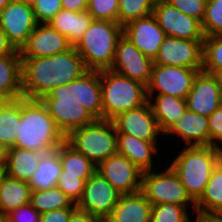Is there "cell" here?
I'll list each match as a JSON object with an SVG mask.
<instances>
[{"instance_id":"d4e9b609","label":"cell","mask_w":222,"mask_h":222,"mask_svg":"<svg viewBox=\"0 0 222 222\" xmlns=\"http://www.w3.org/2000/svg\"><path fill=\"white\" fill-rule=\"evenodd\" d=\"M21 57L19 50L0 57V98L17 100L22 98Z\"/></svg>"},{"instance_id":"8fae6325","label":"cell","mask_w":222,"mask_h":222,"mask_svg":"<svg viewBox=\"0 0 222 222\" xmlns=\"http://www.w3.org/2000/svg\"><path fill=\"white\" fill-rule=\"evenodd\" d=\"M152 15L168 37L193 41L205 39L199 20L184 14L165 0L155 1Z\"/></svg>"},{"instance_id":"7c38bea8","label":"cell","mask_w":222,"mask_h":222,"mask_svg":"<svg viewBox=\"0 0 222 222\" xmlns=\"http://www.w3.org/2000/svg\"><path fill=\"white\" fill-rule=\"evenodd\" d=\"M152 66L153 60L142 54L122 35L117 43L110 70L147 86L150 82Z\"/></svg>"},{"instance_id":"f1b7e54d","label":"cell","mask_w":222,"mask_h":222,"mask_svg":"<svg viewBox=\"0 0 222 222\" xmlns=\"http://www.w3.org/2000/svg\"><path fill=\"white\" fill-rule=\"evenodd\" d=\"M43 154L23 148H8L7 164L3 173L10 178L28 182Z\"/></svg>"},{"instance_id":"603a6c76","label":"cell","mask_w":222,"mask_h":222,"mask_svg":"<svg viewBox=\"0 0 222 222\" xmlns=\"http://www.w3.org/2000/svg\"><path fill=\"white\" fill-rule=\"evenodd\" d=\"M118 135V154L126 156L143 172L153 170V156L158 153V145L127 134Z\"/></svg>"},{"instance_id":"db71d44e","label":"cell","mask_w":222,"mask_h":222,"mask_svg":"<svg viewBox=\"0 0 222 222\" xmlns=\"http://www.w3.org/2000/svg\"><path fill=\"white\" fill-rule=\"evenodd\" d=\"M220 80L222 81V71L218 74Z\"/></svg>"},{"instance_id":"8d00e7d4","label":"cell","mask_w":222,"mask_h":222,"mask_svg":"<svg viewBox=\"0 0 222 222\" xmlns=\"http://www.w3.org/2000/svg\"><path fill=\"white\" fill-rule=\"evenodd\" d=\"M205 37L222 35V0H207L201 22Z\"/></svg>"},{"instance_id":"f5cc1de1","label":"cell","mask_w":222,"mask_h":222,"mask_svg":"<svg viewBox=\"0 0 222 222\" xmlns=\"http://www.w3.org/2000/svg\"><path fill=\"white\" fill-rule=\"evenodd\" d=\"M0 222H5V218L0 215Z\"/></svg>"},{"instance_id":"d6a6232c","label":"cell","mask_w":222,"mask_h":222,"mask_svg":"<svg viewBox=\"0 0 222 222\" xmlns=\"http://www.w3.org/2000/svg\"><path fill=\"white\" fill-rule=\"evenodd\" d=\"M30 204L40 213L64 208H77L76 204L58 187L31 192Z\"/></svg>"},{"instance_id":"74e56055","label":"cell","mask_w":222,"mask_h":222,"mask_svg":"<svg viewBox=\"0 0 222 222\" xmlns=\"http://www.w3.org/2000/svg\"><path fill=\"white\" fill-rule=\"evenodd\" d=\"M119 0H88L87 12L93 20L118 22Z\"/></svg>"},{"instance_id":"7402d4cb","label":"cell","mask_w":222,"mask_h":222,"mask_svg":"<svg viewBox=\"0 0 222 222\" xmlns=\"http://www.w3.org/2000/svg\"><path fill=\"white\" fill-rule=\"evenodd\" d=\"M151 209L141 191L122 194L104 222H151Z\"/></svg>"},{"instance_id":"f546056e","label":"cell","mask_w":222,"mask_h":222,"mask_svg":"<svg viewBox=\"0 0 222 222\" xmlns=\"http://www.w3.org/2000/svg\"><path fill=\"white\" fill-rule=\"evenodd\" d=\"M195 213L222 216V159L213 168L204 193L195 204Z\"/></svg>"},{"instance_id":"3957f363","label":"cell","mask_w":222,"mask_h":222,"mask_svg":"<svg viewBox=\"0 0 222 222\" xmlns=\"http://www.w3.org/2000/svg\"><path fill=\"white\" fill-rule=\"evenodd\" d=\"M222 159V150L211 146H186L170 167L178 175L191 199L196 203L208 184L213 168Z\"/></svg>"},{"instance_id":"8992f818","label":"cell","mask_w":222,"mask_h":222,"mask_svg":"<svg viewBox=\"0 0 222 222\" xmlns=\"http://www.w3.org/2000/svg\"><path fill=\"white\" fill-rule=\"evenodd\" d=\"M66 141L85 155L96 167L109 156L118 153V135L114 123L96 119L92 123L73 130Z\"/></svg>"},{"instance_id":"4316f807","label":"cell","mask_w":222,"mask_h":222,"mask_svg":"<svg viewBox=\"0 0 222 222\" xmlns=\"http://www.w3.org/2000/svg\"><path fill=\"white\" fill-rule=\"evenodd\" d=\"M31 188L25 181L0 175V215L5 218L18 207L30 203Z\"/></svg>"},{"instance_id":"484cf974","label":"cell","mask_w":222,"mask_h":222,"mask_svg":"<svg viewBox=\"0 0 222 222\" xmlns=\"http://www.w3.org/2000/svg\"><path fill=\"white\" fill-rule=\"evenodd\" d=\"M148 101L163 136L187 110L186 99L172 95H156L148 97Z\"/></svg>"},{"instance_id":"5bb4252c","label":"cell","mask_w":222,"mask_h":222,"mask_svg":"<svg viewBox=\"0 0 222 222\" xmlns=\"http://www.w3.org/2000/svg\"><path fill=\"white\" fill-rule=\"evenodd\" d=\"M186 101L187 109L209 117L222 105V81L219 76L199 71Z\"/></svg>"},{"instance_id":"816d5d0a","label":"cell","mask_w":222,"mask_h":222,"mask_svg":"<svg viewBox=\"0 0 222 222\" xmlns=\"http://www.w3.org/2000/svg\"><path fill=\"white\" fill-rule=\"evenodd\" d=\"M10 1L11 0H0V11L4 9L10 3Z\"/></svg>"},{"instance_id":"ab89813d","label":"cell","mask_w":222,"mask_h":222,"mask_svg":"<svg viewBox=\"0 0 222 222\" xmlns=\"http://www.w3.org/2000/svg\"><path fill=\"white\" fill-rule=\"evenodd\" d=\"M61 9V0H37L33 6L37 23L49 22Z\"/></svg>"},{"instance_id":"9a60e30c","label":"cell","mask_w":222,"mask_h":222,"mask_svg":"<svg viewBox=\"0 0 222 222\" xmlns=\"http://www.w3.org/2000/svg\"><path fill=\"white\" fill-rule=\"evenodd\" d=\"M96 171L120 194H130L141 190L143 171L126 156L118 153L109 156L96 167Z\"/></svg>"},{"instance_id":"9c48e42d","label":"cell","mask_w":222,"mask_h":222,"mask_svg":"<svg viewBox=\"0 0 222 222\" xmlns=\"http://www.w3.org/2000/svg\"><path fill=\"white\" fill-rule=\"evenodd\" d=\"M202 69H191L177 66L153 64L151 78L147 87V97L157 95H172L186 99L194 79Z\"/></svg>"},{"instance_id":"6da1fadb","label":"cell","mask_w":222,"mask_h":222,"mask_svg":"<svg viewBox=\"0 0 222 222\" xmlns=\"http://www.w3.org/2000/svg\"><path fill=\"white\" fill-rule=\"evenodd\" d=\"M86 71L74 46L48 57L21 58L23 98L40 100L54 88L74 81Z\"/></svg>"},{"instance_id":"52a82bcc","label":"cell","mask_w":222,"mask_h":222,"mask_svg":"<svg viewBox=\"0 0 222 222\" xmlns=\"http://www.w3.org/2000/svg\"><path fill=\"white\" fill-rule=\"evenodd\" d=\"M40 101L65 137L73 130L96 120L84 106L75 100L74 81L54 88Z\"/></svg>"},{"instance_id":"7a4b0ae2","label":"cell","mask_w":222,"mask_h":222,"mask_svg":"<svg viewBox=\"0 0 222 222\" xmlns=\"http://www.w3.org/2000/svg\"><path fill=\"white\" fill-rule=\"evenodd\" d=\"M16 134L14 147L44 154L56 150L66 140L45 105L40 100L23 97Z\"/></svg>"},{"instance_id":"4fadbf2b","label":"cell","mask_w":222,"mask_h":222,"mask_svg":"<svg viewBox=\"0 0 222 222\" xmlns=\"http://www.w3.org/2000/svg\"><path fill=\"white\" fill-rule=\"evenodd\" d=\"M203 41L166 37L153 64L202 69Z\"/></svg>"},{"instance_id":"cb8c5ba5","label":"cell","mask_w":222,"mask_h":222,"mask_svg":"<svg viewBox=\"0 0 222 222\" xmlns=\"http://www.w3.org/2000/svg\"><path fill=\"white\" fill-rule=\"evenodd\" d=\"M92 16L86 11L73 12L61 9L47 24L67 37L68 42L75 46L82 38L92 22Z\"/></svg>"},{"instance_id":"e575fe53","label":"cell","mask_w":222,"mask_h":222,"mask_svg":"<svg viewBox=\"0 0 222 222\" xmlns=\"http://www.w3.org/2000/svg\"><path fill=\"white\" fill-rule=\"evenodd\" d=\"M118 23L124 27L138 18L153 13L155 0H119Z\"/></svg>"},{"instance_id":"836d02e7","label":"cell","mask_w":222,"mask_h":222,"mask_svg":"<svg viewBox=\"0 0 222 222\" xmlns=\"http://www.w3.org/2000/svg\"><path fill=\"white\" fill-rule=\"evenodd\" d=\"M202 70L215 75L222 71V35L205 37L203 41Z\"/></svg>"},{"instance_id":"7dc6e473","label":"cell","mask_w":222,"mask_h":222,"mask_svg":"<svg viewBox=\"0 0 222 222\" xmlns=\"http://www.w3.org/2000/svg\"><path fill=\"white\" fill-rule=\"evenodd\" d=\"M16 51L13 45L8 41L7 36L0 26V57L11 55Z\"/></svg>"},{"instance_id":"bcb514c9","label":"cell","mask_w":222,"mask_h":222,"mask_svg":"<svg viewBox=\"0 0 222 222\" xmlns=\"http://www.w3.org/2000/svg\"><path fill=\"white\" fill-rule=\"evenodd\" d=\"M69 222H104L102 219L94 217L78 208L71 214Z\"/></svg>"},{"instance_id":"c3c4849f","label":"cell","mask_w":222,"mask_h":222,"mask_svg":"<svg viewBox=\"0 0 222 222\" xmlns=\"http://www.w3.org/2000/svg\"><path fill=\"white\" fill-rule=\"evenodd\" d=\"M197 217L196 219L192 220L191 218L189 219V222H222V216H216V215H203L196 213Z\"/></svg>"},{"instance_id":"f35d334b","label":"cell","mask_w":222,"mask_h":222,"mask_svg":"<svg viewBox=\"0 0 222 222\" xmlns=\"http://www.w3.org/2000/svg\"><path fill=\"white\" fill-rule=\"evenodd\" d=\"M85 183L86 181L79 175L65 174L62 169L56 187L62 190L74 204H77L82 197Z\"/></svg>"},{"instance_id":"681fc988","label":"cell","mask_w":222,"mask_h":222,"mask_svg":"<svg viewBox=\"0 0 222 222\" xmlns=\"http://www.w3.org/2000/svg\"><path fill=\"white\" fill-rule=\"evenodd\" d=\"M7 148L0 144V171L4 172L7 164Z\"/></svg>"},{"instance_id":"ba28073f","label":"cell","mask_w":222,"mask_h":222,"mask_svg":"<svg viewBox=\"0 0 222 222\" xmlns=\"http://www.w3.org/2000/svg\"><path fill=\"white\" fill-rule=\"evenodd\" d=\"M152 204L170 203L180 206H191L195 212V202L191 199L178 175L168 165L164 171H145L142 174L141 190Z\"/></svg>"},{"instance_id":"1f68e13d","label":"cell","mask_w":222,"mask_h":222,"mask_svg":"<svg viewBox=\"0 0 222 222\" xmlns=\"http://www.w3.org/2000/svg\"><path fill=\"white\" fill-rule=\"evenodd\" d=\"M65 174L79 175L85 181L96 171V166L66 140L56 149Z\"/></svg>"},{"instance_id":"ac0fdd59","label":"cell","mask_w":222,"mask_h":222,"mask_svg":"<svg viewBox=\"0 0 222 222\" xmlns=\"http://www.w3.org/2000/svg\"><path fill=\"white\" fill-rule=\"evenodd\" d=\"M123 35L152 60L158 55L159 48L167 37L152 14L126 24L123 27Z\"/></svg>"},{"instance_id":"4dcf8cb0","label":"cell","mask_w":222,"mask_h":222,"mask_svg":"<svg viewBox=\"0 0 222 222\" xmlns=\"http://www.w3.org/2000/svg\"><path fill=\"white\" fill-rule=\"evenodd\" d=\"M21 115V98L0 103V144L7 149L15 146Z\"/></svg>"},{"instance_id":"44dd1931","label":"cell","mask_w":222,"mask_h":222,"mask_svg":"<svg viewBox=\"0 0 222 222\" xmlns=\"http://www.w3.org/2000/svg\"><path fill=\"white\" fill-rule=\"evenodd\" d=\"M75 100L95 119H103L100 71L87 70L74 80Z\"/></svg>"},{"instance_id":"2e32d148","label":"cell","mask_w":222,"mask_h":222,"mask_svg":"<svg viewBox=\"0 0 222 222\" xmlns=\"http://www.w3.org/2000/svg\"><path fill=\"white\" fill-rule=\"evenodd\" d=\"M37 24L33 7L20 2L11 0L0 11V26L16 50H20L27 42Z\"/></svg>"},{"instance_id":"30bf717a","label":"cell","mask_w":222,"mask_h":222,"mask_svg":"<svg viewBox=\"0 0 222 222\" xmlns=\"http://www.w3.org/2000/svg\"><path fill=\"white\" fill-rule=\"evenodd\" d=\"M122 194L104 177L95 171L85 183V188L76 207L105 221Z\"/></svg>"},{"instance_id":"d6986e66","label":"cell","mask_w":222,"mask_h":222,"mask_svg":"<svg viewBox=\"0 0 222 222\" xmlns=\"http://www.w3.org/2000/svg\"><path fill=\"white\" fill-rule=\"evenodd\" d=\"M67 37L47 23H38L19 50L21 58L48 57L69 50Z\"/></svg>"},{"instance_id":"ffe728a7","label":"cell","mask_w":222,"mask_h":222,"mask_svg":"<svg viewBox=\"0 0 222 222\" xmlns=\"http://www.w3.org/2000/svg\"><path fill=\"white\" fill-rule=\"evenodd\" d=\"M208 117L187 109L182 117L164 134L178 136L185 141V146H209Z\"/></svg>"},{"instance_id":"f907efd6","label":"cell","mask_w":222,"mask_h":222,"mask_svg":"<svg viewBox=\"0 0 222 222\" xmlns=\"http://www.w3.org/2000/svg\"><path fill=\"white\" fill-rule=\"evenodd\" d=\"M13 1L20 2L24 5H28V6L33 7L37 0H13Z\"/></svg>"},{"instance_id":"83f0119b","label":"cell","mask_w":222,"mask_h":222,"mask_svg":"<svg viewBox=\"0 0 222 222\" xmlns=\"http://www.w3.org/2000/svg\"><path fill=\"white\" fill-rule=\"evenodd\" d=\"M61 172L60 155L54 150L41 156L35 172L27 183L31 191L52 189L56 187Z\"/></svg>"},{"instance_id":"b9f144b4","label":"cell","mask_w":222,"mask_h":222,"mask_svg":"<svg viewBox=\"0 0 222 222\" xmlns=\"http://www.w3.org/2000/svg\"><path fill=\"white\" fill-rule=\"evenodd\" d=\"M209 146L222 150V105L209 117ZM219 142V143H218Z\"/></svg>"},{"instance_id":"60d3db41","label":"cell","mask_w":222,"mask_h":222,"mask_svg":"<svg viewBox=\"0 0 222 222\" xmlns=\"http://www.w3.org/2000/svg\"><path fill=\"white\" fill-rule=\"evenodd\" d=\"M184 14L202 22L205 15L206 0H165Z\"/></svg>"},{"instance_id":"5b68a950","label":"cell","mask_w":222,"mask_h":222,"mask_svg":"<svg viewBox=\"0 0 222 222\" xmlns=\"http://www.w3.org/2000/svg\"><path fill=\"white\" fill-rule=\"evenodd\" d=\"M103 119L112 121L125 111L148 102L147 87L136 80L109 70L100 71Z\"/></svg>"},{"instance_id":"277c9868","label":"cell","mask_w":222,"mask_h":222,"mask_svg":"<svg viewBox=\"0 0 222 222\" xmlns=\"http://www.w3.org/2000/svg\"><path fill=\"white\" fill-rule=\"evenodd\" d=\"M122 35L123 27L118 22L92 20L74 48L87 70H109Z\"/></svg>"},{"instance_id":"7bdbcfd3","label":"cell","mask_w":222,"mask_h":222,"mask_svg":"<svg viewBox=\"0 0 222 222\" xmlns=\"http://www.w3.org/2000/svg\"><path fill=\"white\" fill-rule=\"evenodd\" d=\"M41 214L30 204L18 207L5 217V222H40Z\"/></svg>"},{"instance_id":"e0dca14e","label":"cell","mask_w":222,"mask_h":222,"mask_svg":"<svg viewBox=\"0 0 222 222\" xmlns=\"http://www.w3.org/2000/svg\"><path fill=\"white\" fill-rule=\"evenodd\" d=\"M112 122L117 134H127L132 137L158 144L159 135H163L152 112L149 101L143 106L125 111L115 117Z\"/></svg>"},{"instance_id":"f6af8a7d","label":"cell","mask_w":222,"mask_h":222,"mask_svg":"<svg viewBox=\"0 0 222 222\" xmlns=\"http://www.w3.org/2000/svg\"><path fill=\"white\" fill-rule=\"evenodd\" d=\"M62 9L83 12L88 8V0H61Z\"/></svg>"},{"instance_id":"d590c367","label":"cell","mask_w":222,"mask_h":222,"mask_svg":"<svg viewBox=\"0 0 222 222\" xmlns=\"http://www.w3.org/2000/svg\"><path fill=\"white\" fill-rule=\"evenodd\" d=\"M188 206L170 203L152 205L151 222H189Z\"/></svg>"},{"instance_id":"ee69618b","label":"cell","mask_w":222,"mask_h":222,"mask_svg":"<svg viewBox=\"0 0 222 222\" xmlns=\"http://www.w3.org/2000/svg\"><path fill=\"white\" fill-rule=\"evenodd\" d=\"M76 209L77 208H64L42 213L40 222H69L71 214Z\"/></svg>"}]
</instances>
